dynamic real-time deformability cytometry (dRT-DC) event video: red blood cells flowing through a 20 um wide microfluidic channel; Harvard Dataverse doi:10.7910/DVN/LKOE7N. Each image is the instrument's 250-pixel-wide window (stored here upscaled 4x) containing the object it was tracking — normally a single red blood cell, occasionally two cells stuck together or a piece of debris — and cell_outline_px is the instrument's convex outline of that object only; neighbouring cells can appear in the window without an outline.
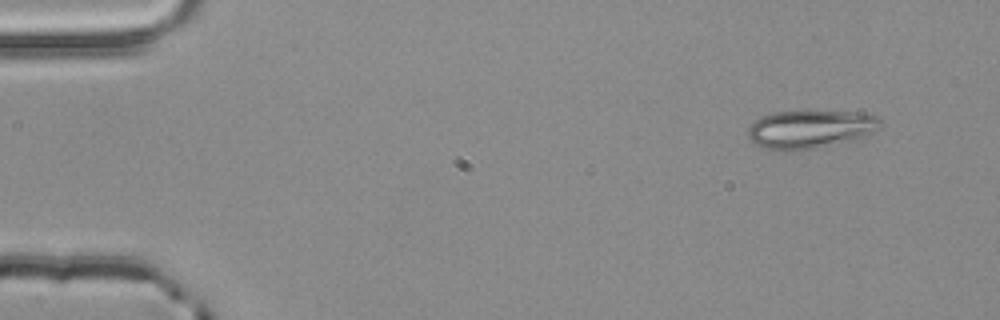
{"species": "common noctule bat (a hibernating species)", "species_latin": "Nyctalus noctula", "temperature_condition": "room temperature", "stored_images_in_passage": 3, "camera_frame_rate_fps": 3000, "um_per_image_px": 0.085, "animal": {"sex": "male", "body_mass_g": 20.4}, "frame": {"image": 1, "passage_image": 1, "time_ms": 0.0, "image_size_px": [1000, 320], "cell_outline_px": [[880, 124], [872, 132], [856, 140], [816, 148], [764, 148], [756, 144], [748, 136], [748, 128], [760, 116], [772, 112], [864, 112], [876, 116], [880, 120]], "centroid_in_image_um": [68.89, 10.95], "position_along_channel_um": 16.1, "area_um2": 28.67}}